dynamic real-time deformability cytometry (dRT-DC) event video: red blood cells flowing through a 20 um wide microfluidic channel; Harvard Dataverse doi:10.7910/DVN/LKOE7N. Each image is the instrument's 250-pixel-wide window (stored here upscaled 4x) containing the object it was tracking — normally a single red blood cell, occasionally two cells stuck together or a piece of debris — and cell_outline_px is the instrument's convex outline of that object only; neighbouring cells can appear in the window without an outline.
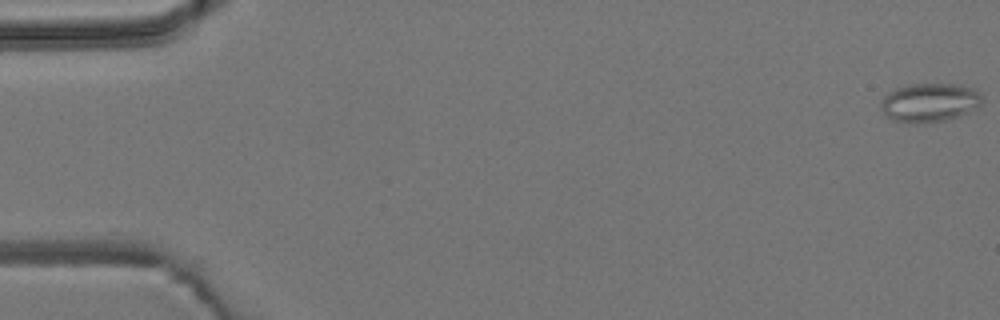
{"species": "common noctule bat (a hibernating species)", "species_latin": "Nyctalus noctula", "temperature_condition": "room temperature", "stored_images_in_passage": 5, "camera_frame_rate_fps": 3000, "um_per_image_px": 0.085, "animal": {"sex": "male", "body_mass_g": 19.2, "forearm_length_mm": 51.8}, "frame": {"image": 1, "passage_image": 1, "time_ms": 0.0, "image_size_px": [1000, 320], "cell_outline_px": [[984, 100], [980, 104], [968, 112], [944, 120], [920, 124], [912, 124], [892, 120], [884, 112], [880, 104], [884, 96], [888, 92], [896, 88], [908, 84], [956, 84], [972, 88]], "centroid_in_image_um": [78.97, 8.72], "position_along_channel_um": 6.0, "area_um2": 22.72}}